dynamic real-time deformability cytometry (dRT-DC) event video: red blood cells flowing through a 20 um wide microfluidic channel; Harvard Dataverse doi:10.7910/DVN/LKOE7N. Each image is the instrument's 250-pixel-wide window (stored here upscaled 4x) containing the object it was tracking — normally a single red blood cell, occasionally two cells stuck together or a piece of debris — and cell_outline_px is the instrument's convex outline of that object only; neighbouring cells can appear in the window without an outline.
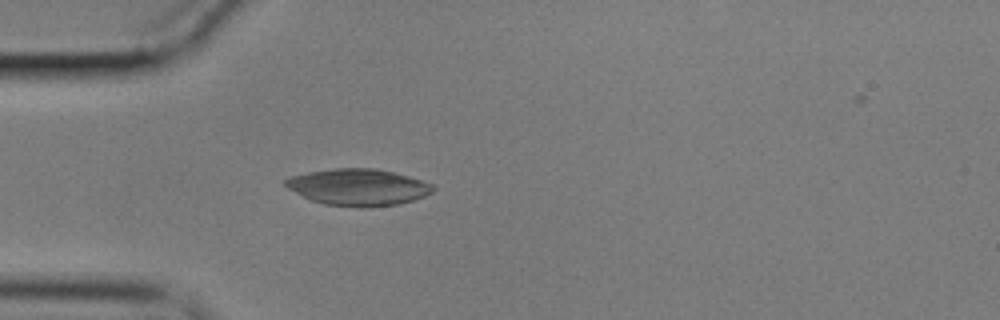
{"species": "common noctule bat (a hibernating species)", "species_latin": "Nyctalus noctula", "temperature_condition": "cold", "stored_images_in_passage": 42, "camera_frame_rate_fps": 3000, "um_per_image_px": 0.085, "animal": {"sex": "male", "body_mass_g": 17.9}, "frame": {"image": 1, "passage_image": 1, "time_ms": 0.0, "image_size_px": [1000, 320], "cell_outline_px": [[436, 188], [432, 192], [424, 196], [400, 204], [364, 208], [360, 208], [324, 204], [312, 200], [288, 188], [284, 184], [284, 180], [288, 176], [308, 172], [332, 168], [376, 168], [408, 176], [432, 184]], "centroid_in_image_um": [30.44, 15.91], "position_along_channel_um": 54.6, "area_um2": 31.56}}
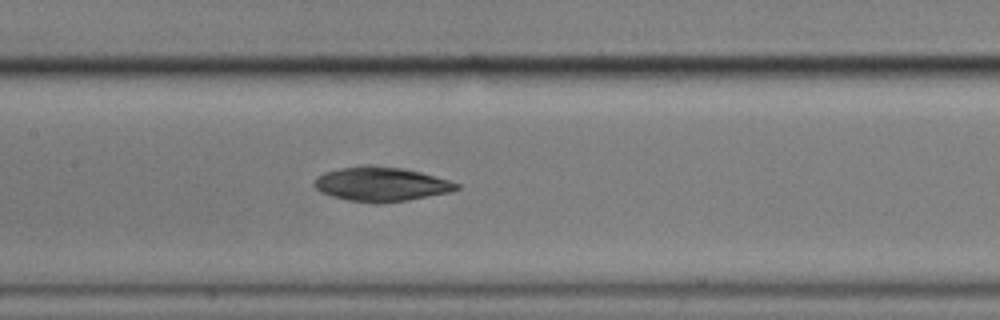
{"frame": {"image": 2, "passage_image": 12, "time_ms": 3.667, "image_size_px": [1000, 320], "cell_outline_px": [[460, 188], [452, 192], [408, 200], [380, 204], [372, 204], [348, 200], [332, 196], [320, 192], [312, 184], [316, 176], [324, 172], [340, 168], [364, 164], [372, 164], [404, 168], [420, 172], [448, 180], [460, 184]], "centroid_in_image_um": [32.37, 15.65], "position_along_channel_um": 175.0, "area_um2": 28.96}}
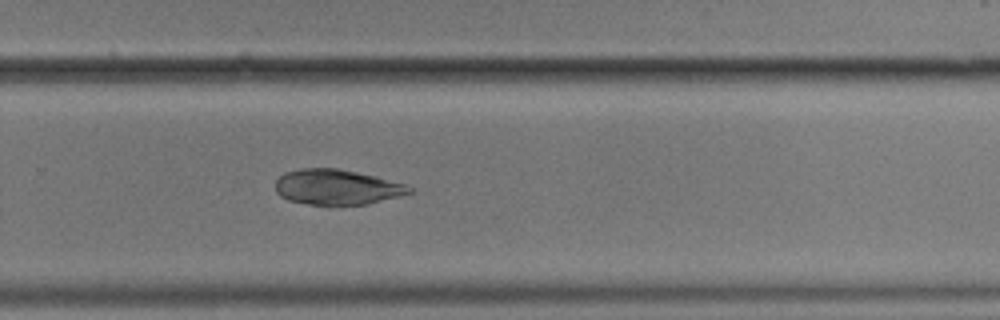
{"frame": {"image": 3, "passage_image": 23, "time_ms": 7.333, "image_size_px": [1000, 320], "cell_outline_px": [[412, 192], [400, 196], [368, 204], [332, 208], [308, 204], [288, 200], [280, 196], [276, 192], [276, 180], [284, 172], [300, 168], [336, 168], [376, 176], [404, 184], [412, 188]], "centroid_in_image_um": [28.61, 15.94], "position_along_channel_um": 301.2, "area_um2": 28.21}, "authors_computed_cell_mechanics": {"area_um2": 29.9115, "velocity_mm_per_s": 3.4515, "shape_relaxation_time_tau1_ms": 9.1348, "shape_relaxation_time_tau2_ms": 7.8865, "deformation_change_tau1": 0.1155, "deformation_change_tau2": 0.0901}}